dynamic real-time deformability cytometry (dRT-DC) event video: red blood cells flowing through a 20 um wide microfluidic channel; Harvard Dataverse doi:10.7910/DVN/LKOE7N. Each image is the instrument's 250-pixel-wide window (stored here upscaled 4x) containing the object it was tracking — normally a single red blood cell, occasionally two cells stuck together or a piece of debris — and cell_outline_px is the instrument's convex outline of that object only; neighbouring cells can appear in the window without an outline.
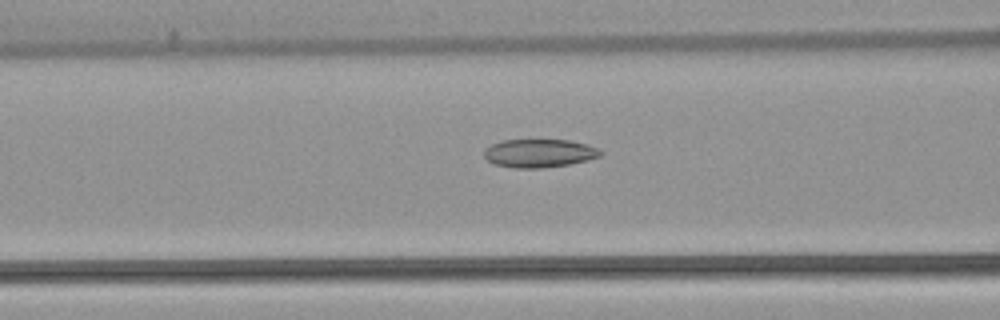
{"species": "common noctule bat (a hibernating species)", "species_latin": "Nyctalus noctula", "temperature_condition": "warm", "stored_images_in_passage": 54, "camera_frame_rate_fps": 3000, "um_per_image_px": 0.085, "animal": {"sex": "female", "body_mass_g": 22.7, "forearm_length_mm": 54.2}, "frame": {"image": 1, "passage_image": 22, "time_ms": 7.0, "image_size_px": [1000, 320], "cell_outline_px": [[604, 152], [600, 156], [588, 160], [568, 164], [540, 168], [516, 168], [496, 164], [488, 160], [484, 156], [484, 148], [500, 140], [568, 140], [588, 144], [600, 148]], "centroid_in_image_um": [45.86, 13.01], "position_along_channel_um": 120.7, "area_um2": 19.25}}
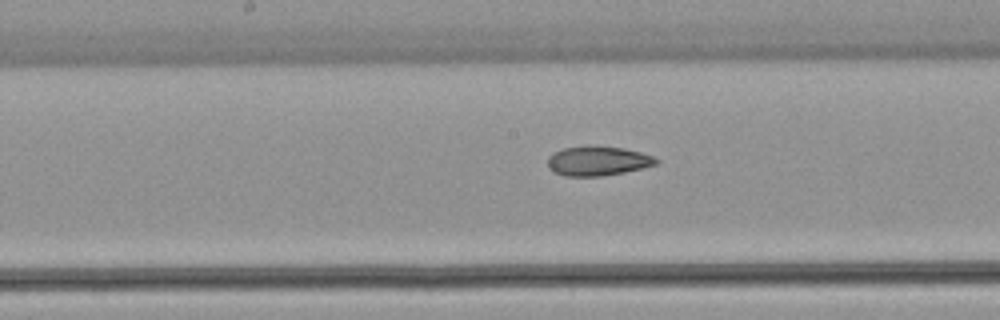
{"frame": {"image": 2, "passage_image": 28, "time_ms": 9.0, "image_size_px": [1000, 320], "cell_outline_px": [[660, 160], [656, 164], [644, 168], [624, 172], [600, 176], [564, 176], [552, 172], [548, 168], [548, 156], [552, 152], [564, 148], [588, 144], [592, 144], [624, 148], [640, 152], [652, 156]], "centroid_in_image_um": [50.77, 13.66], "position_along_channel_um": 197.4, "area_um2": 19.07}}
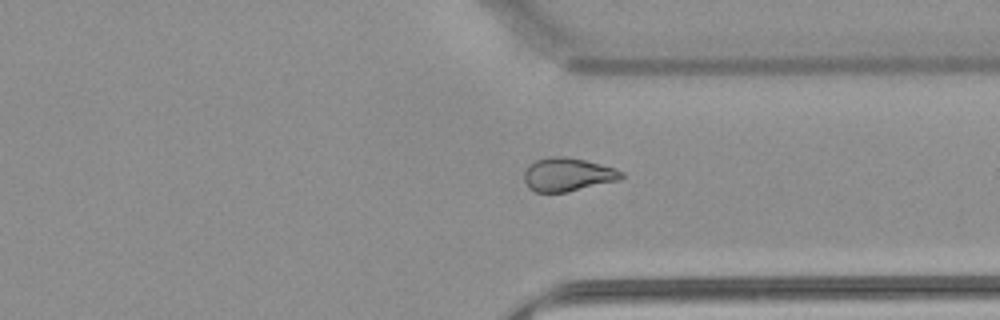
{"frame": {"image": 3, "passage_image": 41, "time_ms": 13.333, "image_size_px": [1000, 320], "cell_outline_px": [[624, 176], [620, 180], [568, 192], [536, 192], [528, 188], [524, 180], [524, 172], [536, 160], [556, 156], [564, 156], [584, 160], [616, 168], [624, 172]], "centroid_in_image_um": [48.29, 14.85], "position_along_channel_um": 363.1, "area_um2": 18.9}, "authors_computed_cell_mechanics": {"area_um2": 20.6924, "velocity_mm_per_s": 3.8294, "shape_relaxation_time_tau1_ms": null, "shape_relaxation_time_tau2_ms": 3.4062, "deformation_change_tau1": null, "deformation_change_tau2": 0.0916}}